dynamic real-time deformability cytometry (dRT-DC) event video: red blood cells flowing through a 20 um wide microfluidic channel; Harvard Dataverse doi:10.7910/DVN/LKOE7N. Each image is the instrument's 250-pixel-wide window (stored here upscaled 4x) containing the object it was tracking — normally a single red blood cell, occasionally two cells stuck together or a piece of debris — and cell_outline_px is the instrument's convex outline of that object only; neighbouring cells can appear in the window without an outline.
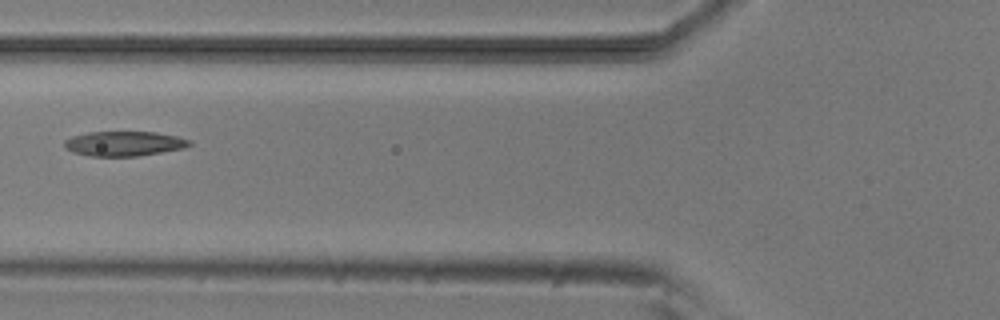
{"species": "common noctule bat (a hibernating species)", "species_latin": "Nyctalus noctula", "temperature_condition": "room temperature", "stored_images_in_passage": 9, "camera_frame_rate_fps": 3000, "um_per_image_px": 0.085, "animal": {"sex": "male", "body_mass_g": 20.5, "forearm_length_mm": 52.5}, "frame": {"image": 1, "passage_image": 6, "time_ms": 6.0, "image_size_px": [1000, 320], "cell_outline_px": [[192, 144], [184, 148], [136, 156], [88, 156], [72, 152], [64, 148], [64, 140], [72, 136], [88, 132], [156, 132], [176, 136], [192, 140]], "centroid_in_image_um": [10.52, 12.2], "position_along_channel_um": 115.3, "area_um2": 18.09}}
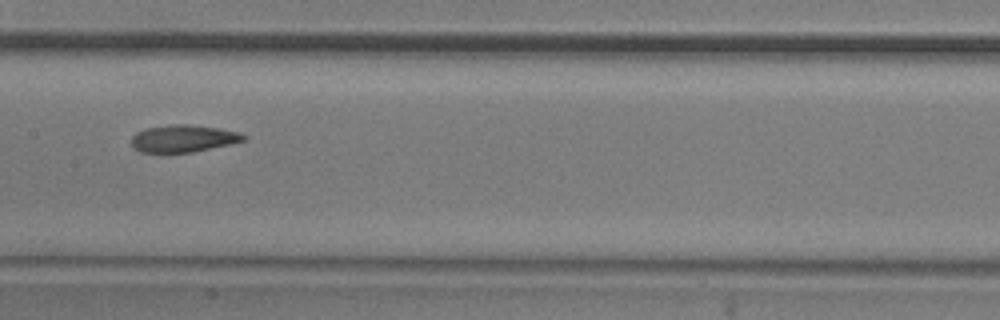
{"frame": {"image": 2, "passage_image": 8, "time_ms": 8.0, "image_size_px": [1000, 320], "cell_outline_px": [[248, 136], [244, 140], [232, 144], [192, 152], [140, 152], [132, 148], [132, 136], [136, 132], [144, 128], [172, 124], [188, 124], [220, 128], [240, 132]], "centroid_in_image_um": [15.59, 11.76], "position_along_channel_um": 191.8, "area_um2": 17.98}}
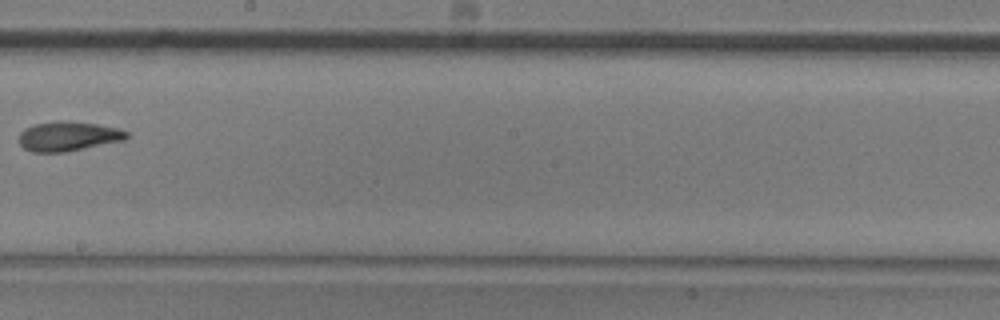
{"frame": {"image": 3, "passage_image": 9, "time_ms": 9.333, "image_size_px": [1000, 320], "cell_outline_px": [[128, 136], [124, 140], [64, 152], [32, 152], [24, 148], [20, 144], [20, 132], [24, 128], [36, 124], [60, 120], [96, 124], [120, 128], [128, 132]], "centroid_in_image_um": [5.8, 11.58], "position_along_channel_um": 242.4, "area_um2": 18.38}}